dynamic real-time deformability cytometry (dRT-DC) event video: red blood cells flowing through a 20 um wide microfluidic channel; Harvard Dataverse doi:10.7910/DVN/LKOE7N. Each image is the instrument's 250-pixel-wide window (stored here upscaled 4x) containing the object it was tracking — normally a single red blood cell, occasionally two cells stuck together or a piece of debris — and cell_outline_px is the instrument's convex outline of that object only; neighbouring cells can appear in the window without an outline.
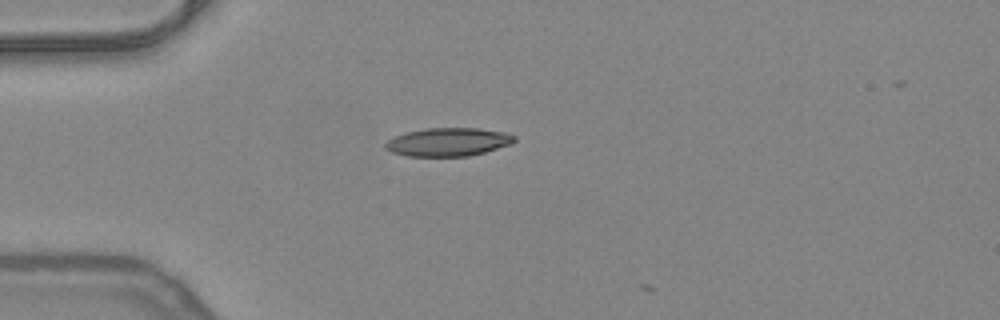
{"species": "common noctule bat (a hibernating species)", "species_latin": "Nyctalus noctula", "temperature_condition": "warm", "stored_images_in_passage": 3, "camera_frame_rate_fps": 3000, "um_per_image_px": 0.085, "animal": {"sex": "female", "body_mass_g": 24.6, "forearm_length_mm": 56.2}, "frame": {"image": 1, "passage_image": 1, "time_ms": 0.0, "image_size_px": [1000, 320], "cell_outline_px": [[516, 140], [512, 144], [484, 152], [468, 156], [408, 156], [392, 152], [384, 148], [384, 144], [388, 140], [396, 136], [408, 132], [428, 128], [476, 128], [508, 132], [516, 136]], "centroid_in_image_um": [38.14, 12.07], "position_along_channel_um": 46.9, "area_um2": 21.27}}